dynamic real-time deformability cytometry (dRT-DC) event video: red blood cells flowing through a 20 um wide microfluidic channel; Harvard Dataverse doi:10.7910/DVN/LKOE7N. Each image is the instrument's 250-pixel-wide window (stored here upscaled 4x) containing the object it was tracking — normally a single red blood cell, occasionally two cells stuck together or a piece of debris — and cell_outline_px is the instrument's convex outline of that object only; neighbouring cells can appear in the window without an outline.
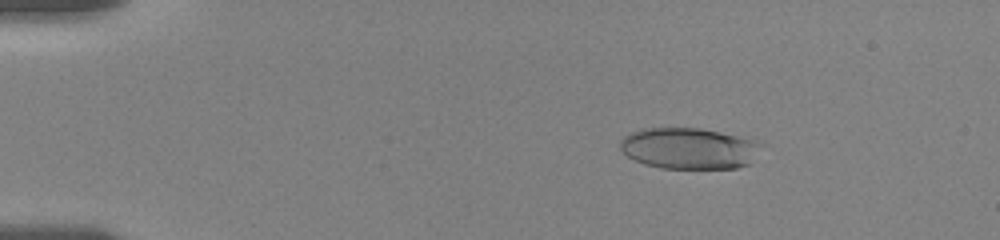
{"species": "human", "species_latin": "Homo sapiens", "temperature_condition": "room temperature", "stored_images_in_passage": 21, "camera_frame_rate_fps": 3000, "um_per_image_px": 0.085, "donor": {"sex": "female"}, "frame": {"image": 1, "passage_image": 8, "time_ms": 2.667, "image_size_px": [1000, 240], "cell_outline_px": [[760, 144], [752, 164], [736, 168], [660, 168], [644, 164], [628, 156], [620, 148], [620, 140], [624, 136], [640, 128], [700, 128], [720, 132], [756, 140]], "centroid_in_image_um": [58.55, 12.61], "position_along_channel_um": 26.4, "area_um2": 33.81}}
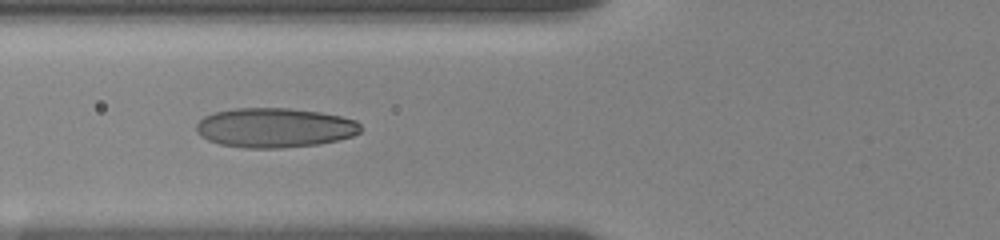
{"frame": {"image": 2, "passage_image": 18, "time_ms": 7.0, "image_size_px": [1000, 240], "cell_outline_px": [[364, 128], [360, 132], [352, 136], [320, 144], [280, 148], [244, 148], [220, 144], [208, 140], [200, 136], [196, 132], [196, 124], [204, 116], [212, 112], [236, 108], [288, 108], [320, 112], [340, 116], [356, 120]], "centroid_in_image_um": [23.34, 10.85], "position_along_channel_um": 102.5, "area_um2": 38.15}}
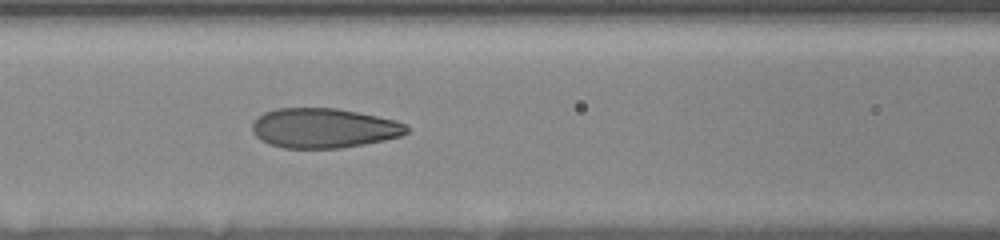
{"frame": {"image": 3, "passage_image": 21, "time_ms": 8.0, "image_size_px": [1000, 240], "cell_outline_px": [[408, 132], [400, 136], [384, 140], [364, 144], [340, 148], [284, 148], [268, 144], [260, 140], [252, 132], [252, 124], [256, 116], [264, 112], [276, 108], [336, 108], [396, 120], [404, 124], [408, 128]], "centroid_in_image_um": [27.46, 10.89], "position_along_channel_um": 139.1, "area_um2": 35.84}}